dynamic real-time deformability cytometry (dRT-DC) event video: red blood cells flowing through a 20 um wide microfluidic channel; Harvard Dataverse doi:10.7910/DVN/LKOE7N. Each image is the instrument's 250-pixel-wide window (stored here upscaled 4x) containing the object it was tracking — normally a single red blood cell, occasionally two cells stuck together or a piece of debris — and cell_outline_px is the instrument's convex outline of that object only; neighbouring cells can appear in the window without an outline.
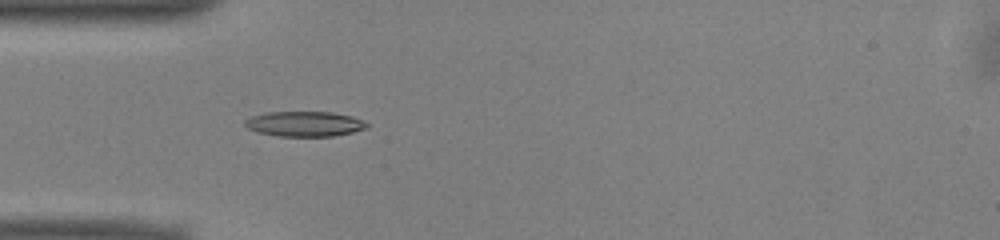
{"species": "common noctule bat (a hibernating species)", "species_latin": "Nyctalus noctula", "temperature_condition": "warm", "stored_images_in_passage": 42, "camera_frame_rate_fps": 3000, "um_per_image_px": 0.085, "animal": {"sex": "male", "body_mass_g": 13.0, "forearm_length_mm": 53.1}, "frame": {"image": 1, "passage_image": 6, "time_ms": 1.667, "image_size_px": [1000, 240], "cell_outline_px": [[368, 128], [352, 132], [332, 136], [276, 136], [260, 132], [248, 128], [244, 124], [244, 120], [252, 116], [268, 112], [332, 112], [352, 116], [368, 124]], "centroid_in_image_um": [25.88, 10.53], "position_along_channel_um": 59.1, "area_um2": 17.69}}
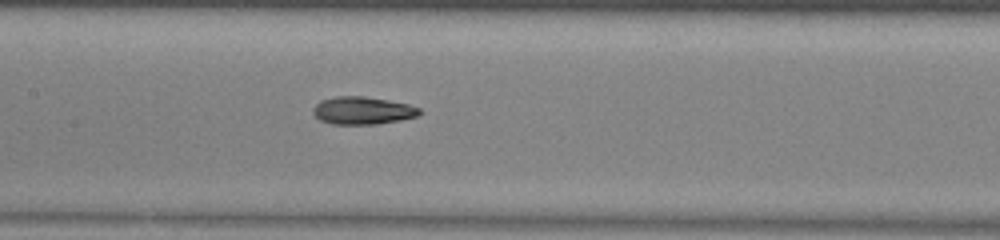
{"frame": {"image": 2, "passage_image": 15, "time_ms": 4.667, "image_size_px": [1000, 240], "cell_outline_px": [[424, 112], [416, 116], [400, 120], [376, 124], [332, 124], [320, 120], [312, 112], [312, 108], [320, 100], [336, 96], [364, 96], [388, 100], [408, 104], [420, 108]], "centroid_in_image_um": [30.82, 9.39], "position_along_channel_um": 176.6, "area_um2": 17.22}}
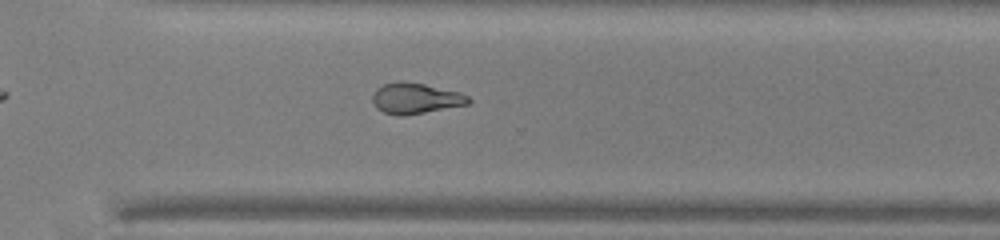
{"frame": {"image": 3, "passage_image": 27, "time_ms": 8.667, "image_size_px": [1000, 240], "cell_outline_px": [[472, 100], [468, 104], [404, 116], [396, 116], [384, 112], [376, 108], [372, 100], [372, 96], [376, 88], [384, 84], [424, 84], [460, 92], [468, 96]], "centroid_in_image_um": [35.33, 8.4], "position_along_channel_um": 335.3, "area_um2": 16.7}, "authors_computed_cell_mechanics": {"area_um2": 17.2533, "velocity_mm_per_s": 3.9744, "shape_relaxation_time_tau1_ms": 5.2523, "shape_relaxation_time_tau2_ms": 7.7925, "deformation_change_tau1": 0.1814, "deformation_change_tau2": 0.1474}}